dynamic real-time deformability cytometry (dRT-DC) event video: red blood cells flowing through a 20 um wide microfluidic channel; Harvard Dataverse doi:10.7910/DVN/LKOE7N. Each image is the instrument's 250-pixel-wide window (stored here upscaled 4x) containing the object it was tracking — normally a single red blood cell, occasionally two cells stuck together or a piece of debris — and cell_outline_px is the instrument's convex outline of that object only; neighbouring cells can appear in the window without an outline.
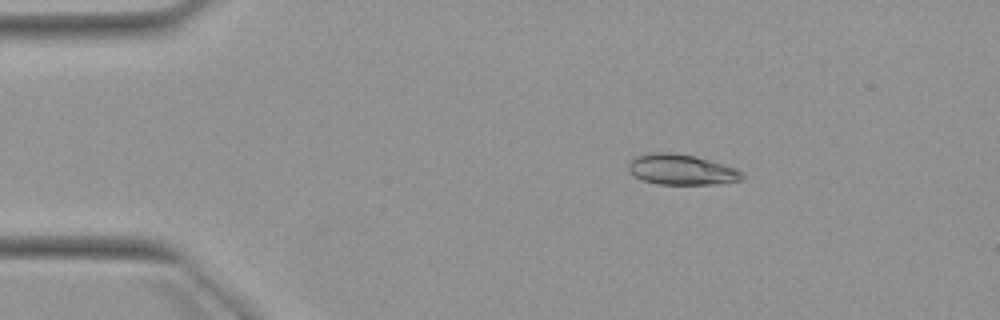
{"species": "Egyptian fruit bat (a non-hibernating species)", "species_latin": "Rousettus aegyptiacus", "temperature_condition": "warm", "stored_images_in_passage": 5, "camera_frame_rate_fps": 3000, "um_per_image_px": 0.085, "animal": {"sex": "female"}, "frame": {"image": 1, "passage_image": 2, "time_ms": 1.0, "image_size_px": [1000, 320], "cell_outline_px": [[744, 176], [740, 180], [716, 184], [656, 184], [644, 180], [628, 172], [628, 164], [636, 156], [648, 152], [672, 152], [696, 156], [736, 168], [744, 172]], "centroid_in_image_um": [57.92, 14.4], "position_along_channel_um": 27.1, "area_um2": 20.29}}
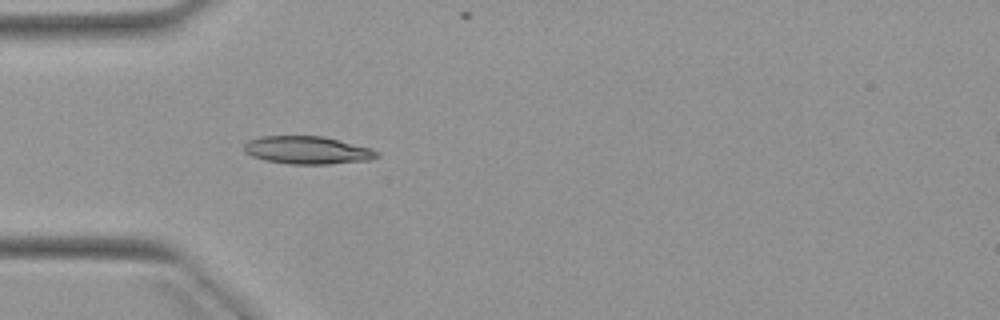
{"frame": {"image": 2, "passage_image": 4, "time_ms": 3.333, "image_size_px": [1000, 320], "cell_outline_px": [[380, 156], [368, 160], [328, 164], [292, 164], [264, 160], [252, 156], [244, 152], [244, 144], [248, 140], [260, 136], [320, 136], [368, 148], [376, 152]], "centroid_in_image_um": [26.04, 12.77], "position_along_channel_um": 59.0, "area_um2": 21.15}}